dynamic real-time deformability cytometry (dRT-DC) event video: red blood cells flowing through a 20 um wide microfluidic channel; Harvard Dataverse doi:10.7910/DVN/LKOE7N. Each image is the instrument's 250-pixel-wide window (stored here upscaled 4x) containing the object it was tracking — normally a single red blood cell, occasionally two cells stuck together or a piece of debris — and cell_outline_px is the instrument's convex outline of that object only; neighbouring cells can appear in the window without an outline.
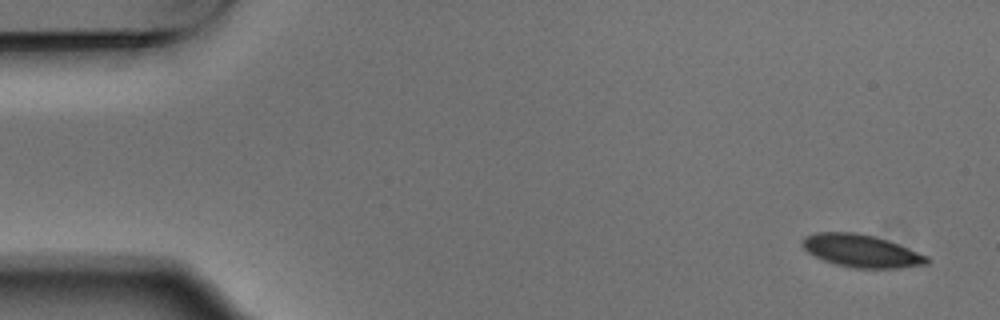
{"species": "Egyptian fruit bat (a non-hibernating species)", "species_latin": "Rousettus aegyptiacus", "temperature_condition": "warm", "stored_images_in_passage": 4, "camera_frame_rate_fps": 3000, "um_per_image_px": 0.085, "animal": {"sex": "male"}, "frame": {"image": 1, "passage_image": 1, "time_ms": 0.0, "image_size_px": [1000, 320], "cell_outline_px": [[928, 264], [900, 268], [852, 268], [836, 264], [824, 260], [808, 252], [804, 248], [800, 240], [804, 236], [816, 232], [856, 232], [876, 236], [888, 240], [928, 256]], "centroid_in_image_um": [73.2, 21.31], "position_along_channel_um": 11.8, "area_um2": 23.76}}
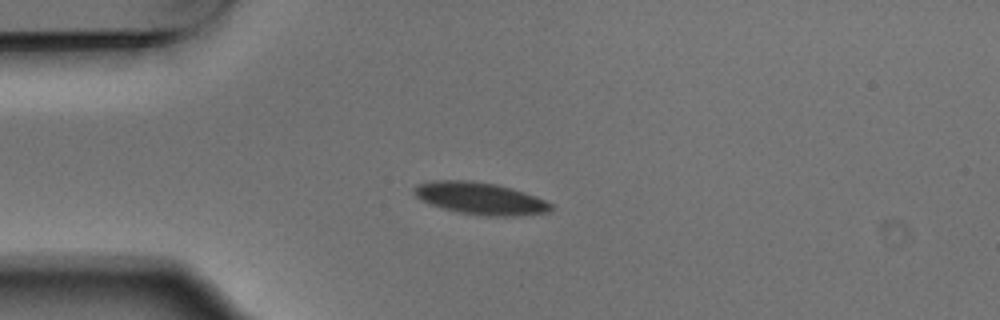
{"frame": {"image": 2, "passage_image": 4, "time_ms": 1.0, "image_size_px": [1000, 320], "cell_outline_px": [[556, 208], [548, 212], [516, 216], [484, 216], [460, 212], [428, 204], [420, 200], [412, 192], [412, 188], [416, 184], [432, 180], [472, 180], [496, 184], [512, 188], [536, 196], [552, 204]], "centroid_in_image_um": [40.8, 16.85], "position_along_channel_um": 44.2, "area_um2": 25.89}}